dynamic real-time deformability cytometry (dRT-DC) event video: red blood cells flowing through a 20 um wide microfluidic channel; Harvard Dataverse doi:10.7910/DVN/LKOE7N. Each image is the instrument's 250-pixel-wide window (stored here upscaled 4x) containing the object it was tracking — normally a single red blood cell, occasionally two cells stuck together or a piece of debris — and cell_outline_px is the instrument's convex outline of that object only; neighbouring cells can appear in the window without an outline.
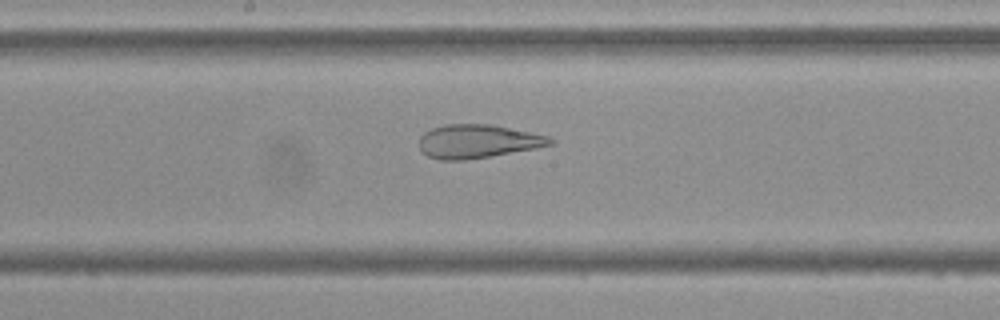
{"species": "Egyptian fruit bat (a non-hibernating species)", "species_latin": "Rousettus aegyptiacus", "temperature_condition": "cold", "stored_images_in_passage": 50, "camera_frame_rate_fps": 3000, "um_per_image_px": 0.085, "frame": {"image": 1, "passage_image": 24, "time_ms": 7.667, "image_size_px": [1000, 320], "cell_outline_px": [[556, 140], [552, 144], [536, 148], [464, 160], [440, 160], [428, 156], [420, 148], [420, 136], [424, 132], [432, 128], [444, 124], [492, 124], [548, 136]], "centroid_in_image_um": [40.6, 12.0], "position_along_channel_um": 207.6, "area_um2": 25.43}}
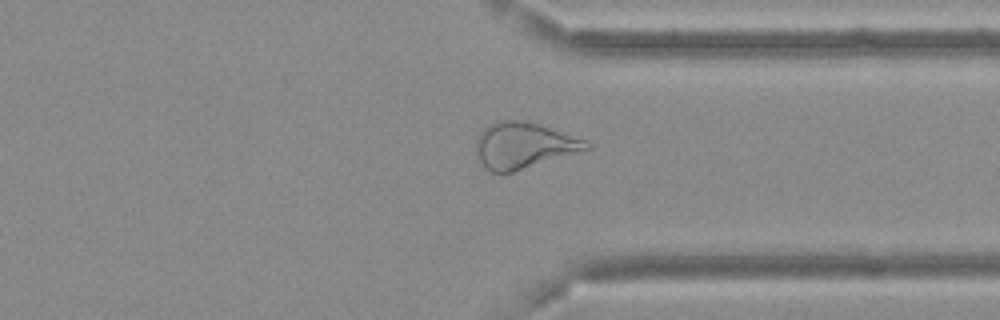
{"frame": {"image": 2, "passage_image": 37, "time_ms": 12.0, "image_size_px": [1000, 320], "cell_outline_px": [[592, 148], [512, 172], [488, 172], [484, 168], [476, 152], [476, 140], [480, 132], [484, 128], [492, 124], [504, 120], [520, 120], [540, 124], [588, 140], [592, 144]], "centroid_in_image_um": [44.54, 12.36], "position_along_channel_um": 366.9, "area_um2": 29.54}}
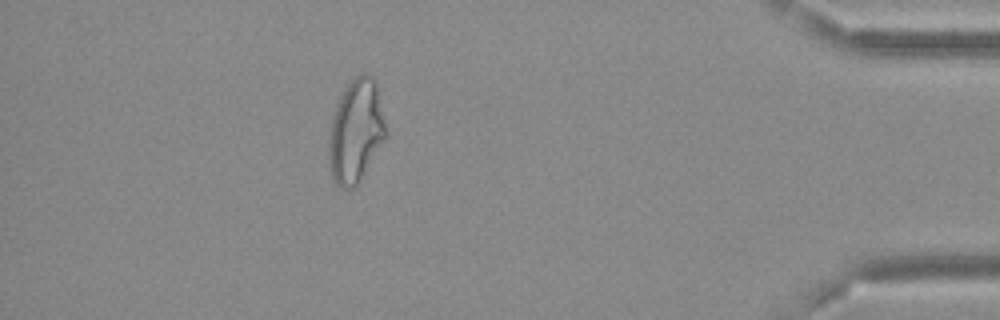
{"frame": {"image": 3, "passage_image": 44, "time_ms": 14.333, "image_size_px": [1000, 320], "cell_outline_px": [[384, 136], [356, 184], [352, 188], [340, 188], [332, 180], [328, 164], [328, 144], [332, 120], [336, 104], [344, 88], [360, 72], [364, 72], [372, 76], [376, 80], [384, 124]], "centroid_in_image_um": [30.18, 11.1], "position_along_channel_um": 405.0, "area_um2": 33.29}}